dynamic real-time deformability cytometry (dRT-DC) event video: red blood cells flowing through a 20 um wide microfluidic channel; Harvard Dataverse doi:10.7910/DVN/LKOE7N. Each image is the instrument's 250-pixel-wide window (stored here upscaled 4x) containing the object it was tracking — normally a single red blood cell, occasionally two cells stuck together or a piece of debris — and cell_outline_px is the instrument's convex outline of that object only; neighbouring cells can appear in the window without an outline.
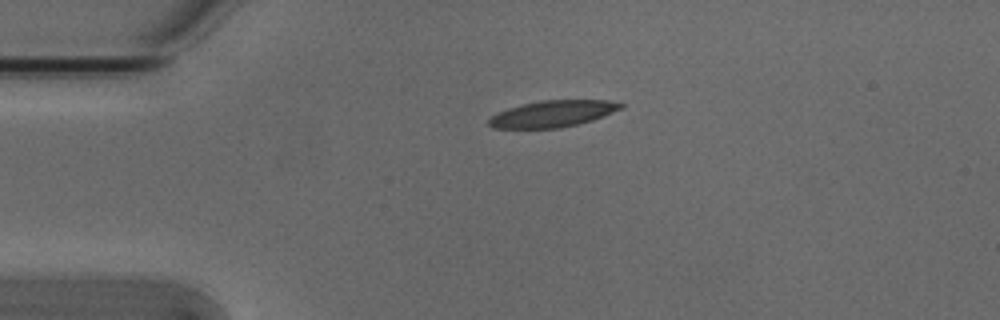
{"species": "Egyptian fruit bat (a non-hibernating species)", "species_latin": "Rousettus aegyptiacus", "temperature_condition": "cold", "stored_images_in_passage": 3, "camera_frame_rate_fps": 3000, "um_per_image_px": 0.085, "animal": {"sex": "male"}, "frame": {"image": 1, "passage_image": 1, "time_ms": 0.0, "image_size_px": [1000, 320], "cell_outline_px": [[624, 108], [604, 116], [592, 120], [560, 128], [492, 128], [488, 124], [488, 120], [496, 112], [520, 104], [540, 100], [608, 100], [624, 104]], "centroid_in_image_um": [46.97, 9.66], "position_along_channel_um": 38.0, "area_um2": 20.52}}